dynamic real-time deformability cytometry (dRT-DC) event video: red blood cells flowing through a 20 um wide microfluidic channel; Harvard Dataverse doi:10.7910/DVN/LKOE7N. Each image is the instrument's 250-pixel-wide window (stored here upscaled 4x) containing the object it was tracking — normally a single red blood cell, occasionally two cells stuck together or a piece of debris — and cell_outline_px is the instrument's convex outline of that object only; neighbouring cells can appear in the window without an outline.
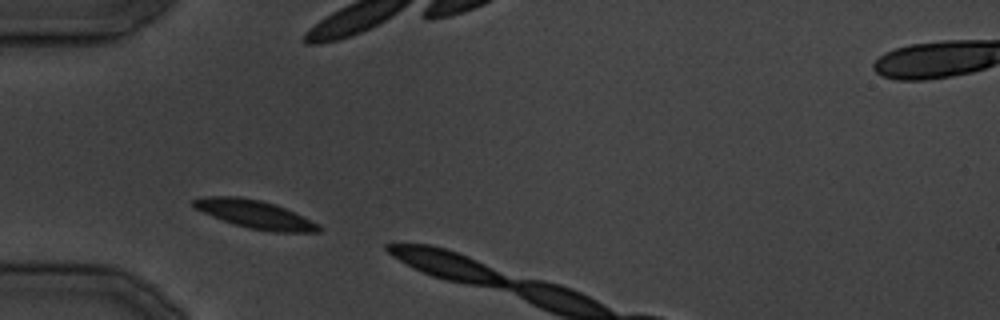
{"species": "common noctule bat (a hibernating species)", "species_latin": "Nyctalus noctula", "temperature_condition": "cold", "stored_images_in_passage": 3, "camera_frame_rate_fps": 3000, "um_per_image_px": 0.085, "animal": {"sex": "male", "body_mass_g": 19.5, "forearm_length_mm": 54.6}, "frame": {"image": 1, "passage_image": 1, "time_ms": 0.0, "image_size_px": [1000, 320], "cell_outline_px": [[320, 232], [272, 232], [248, 228], [212, 216], [192, 208], [192, 200], [204, 196], [240, 196], [260, 200], [276, 204], [320, 224]], "centroid_in_image_um": [21.65, 18.2], "position_along_channel_um": 63.3, "area_um2": 20.58}}